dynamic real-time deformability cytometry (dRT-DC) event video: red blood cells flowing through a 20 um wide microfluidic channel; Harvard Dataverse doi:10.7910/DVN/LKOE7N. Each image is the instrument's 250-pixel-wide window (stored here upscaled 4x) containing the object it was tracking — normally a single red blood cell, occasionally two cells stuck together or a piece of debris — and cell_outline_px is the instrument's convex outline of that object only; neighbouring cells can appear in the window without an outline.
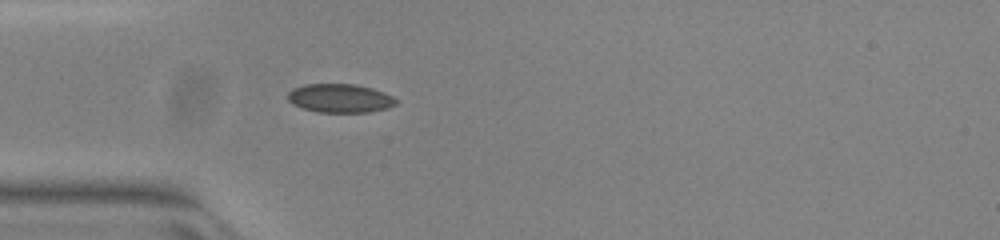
{"species": "common noctule bat (a hibernating species)", "species_latin": "Nyctalus noctula", "temperature_condition": "warm", "stored_images_in_passage": 37, "camera_frame_rate_fps": 3000, "um_per_image_px": 0.085, "animal": {"sex": "female", "body_mass_g": 23.0, "forearm_length_mm": 53.4}, "frame": {"image": 1, "passage_image": 1, "time_ms": 0.0, "image_size_px": [1000, 240], "cell_outline_px": [[400, 100], [396, 104], [388, 108], [368, 112], [316, 112], [292, 104], [288, 100], [288, 92], [292, 88], [304, 84], [356, 84], [372, 88], [384, 92]], "centroid_in_image_um": [28.91, 8.34], "position_along_channel_um": 56.1, "area_um2": 18.26}}
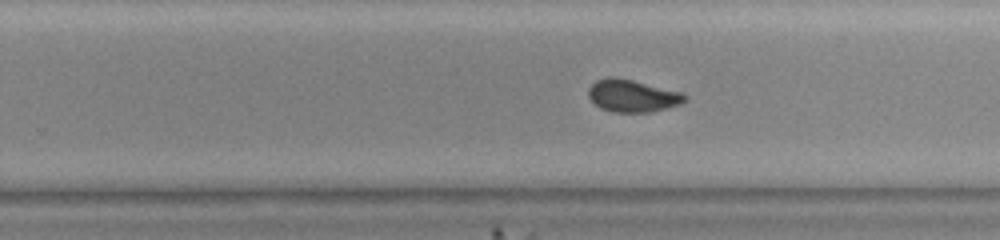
{"frame": {"image": 2, "passage_image": 18, "time_ms": 5.667, "image_size_px": [1000, 240], "cell_outline_px": [[688, 100], [680, 104], [648, 112], [612, 112], [600, 108], [588, 96], [588, 88], [596, 80], [608, 76], [632, 80], [684, 92], [688, 96]], "centroid_in_image_um": [53.78, 8.13], "position_along_channel_um": 276.0, "area_um2": 18.21}}
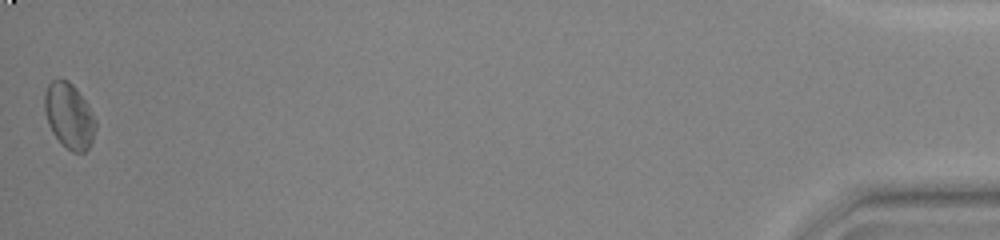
{"frame": {"image": 3, "passage_image": 37, "time_ms": 12.0, "image_size_px": [1000, 240], "cell_outline_px": [[96, 128], [92, 140], [88, 148], [84, 152], [72, 152], [60, 144], [52, 132], [48, 124], [44, 108], [44, 92], [48, 84], [56, 76], [60, 76], [68, 80], [76, 88], [88, 104], [96, 120]], "centroid_in_image_um": [5.86, 9.81], "position_along_channel_um": 429.3, "area_um2": 19.88}, "authors_computed_cell_mechanics": {"area_um2": 18.2648, "velocity_mm_per_s": 3.9762, "shape_relaxation_time_tau1_ms": 4.6792, "shape_relaxation_time_tau2_ms": 1.226, "deformation_change_tau1": 0.0892, "deformation_change_tau2": 0.0318}}